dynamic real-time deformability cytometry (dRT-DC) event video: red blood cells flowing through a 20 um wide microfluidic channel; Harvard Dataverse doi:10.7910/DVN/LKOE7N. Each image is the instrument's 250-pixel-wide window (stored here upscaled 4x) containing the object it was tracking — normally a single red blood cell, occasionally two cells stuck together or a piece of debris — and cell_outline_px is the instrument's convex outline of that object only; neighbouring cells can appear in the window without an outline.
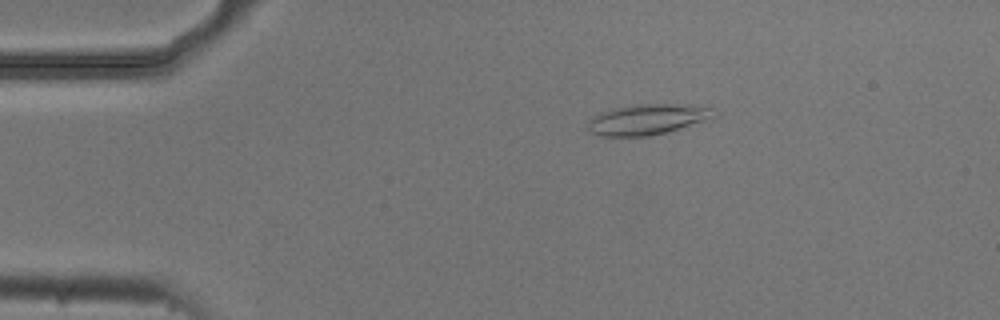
{"species": "common noctule bat (a hibernating species)", "species_latin": "Nyctalus noctula", "temperature_condition": "cold", "stored_images_in_passage": 5, "camera_frame_rate_fps": 3000, "um_per_image_px": 0.085, "animal": {"sex": "male", "body_mass_g": 20.5, "forearm_length_mm": 52.5}, "frame": {"image": 1, "passage_image": 3, "time_ms": 0.667, "image_size_px": [1000, 320], "cell_outline_px": [[716, 116], [704, 120], [664, 132], [648, 136], [600, 136], [592, 132], [588, 128], [588, 120], [592, 116], [616, 108], [636, 104], [712, 104]], "centroid_in_image_um": [55.09, 10.12], "position_along_channel_um": 29.9, "area_um2": 22.37}}